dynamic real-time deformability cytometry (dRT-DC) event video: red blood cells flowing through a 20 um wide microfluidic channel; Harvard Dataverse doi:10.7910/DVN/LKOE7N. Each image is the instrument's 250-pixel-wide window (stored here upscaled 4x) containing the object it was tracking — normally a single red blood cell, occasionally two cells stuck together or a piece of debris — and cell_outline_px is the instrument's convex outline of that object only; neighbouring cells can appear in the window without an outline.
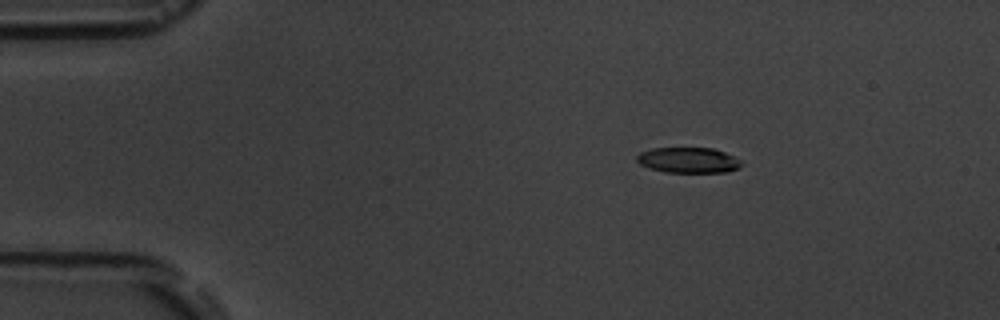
{"species": "common noctule bat (a hibernating species)", "species_latin": "Nyctalus noctula", "temperature_condition": "room temperature", "stored_images_in_passage": 5, "segment_of_instrument_passage": [1, 2], "camera_frame_rate_fps": 3000, "um_per_image_px": 0.085, "animal": {"sex": "male", "body_mass_g": 19.5, "forearm_length_mm": 54.6}, "frame": {"image": 1, "passage_image": 2, "time_ms": 2.0, "image_size_px": [1000, 320], "cell_outline_px": [[740, 168], [728, 172], [664, 172], [648, 168], [640, 164], [636, 160], [636, 156], [640, 152], [652, 148], [712, 148], [724, 152], [740, 160]], "centroid_in_image_um": [58.47, 13.62], "position_along_channel_um": 26.5, "area_um2": 15.55}}